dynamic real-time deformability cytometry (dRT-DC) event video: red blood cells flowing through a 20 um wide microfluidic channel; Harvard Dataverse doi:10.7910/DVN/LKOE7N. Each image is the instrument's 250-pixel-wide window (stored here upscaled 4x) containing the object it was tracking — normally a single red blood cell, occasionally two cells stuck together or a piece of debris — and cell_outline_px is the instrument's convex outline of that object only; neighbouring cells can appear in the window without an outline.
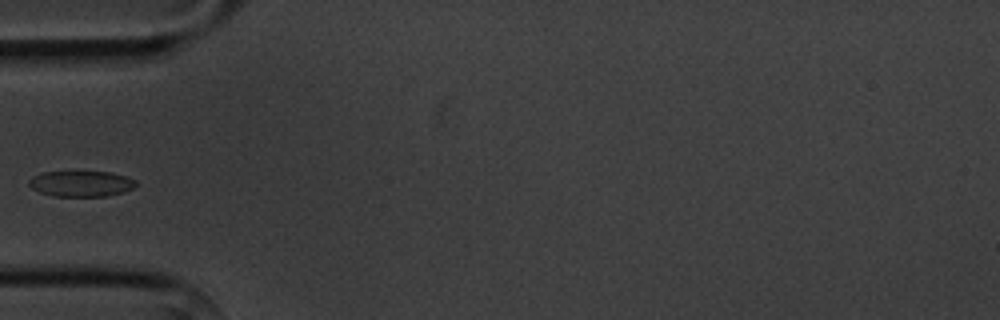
{"species": "common noctule bat (a hibernating species)", "species_latin": "Nyctalus noctula", "temperature_condition": "cold", "stored_images_in_passage": 4, "camera_frame_rate_fps": 3000, "um_per_image_px": 0.085, "animal": {"sex": "male", "body_mass_g": 20.1, "forearm_length_mm": 53.5}, "frame": {"image": 1, "passage_image": 4, "time_ms": 3.667, "image_size_px": [1000, 320], "cell_outline_px": [[136, 184], [132, 188], [124, 192], [108, 196], [52, 196], [40, 192], [32, 188], [28, 184], [28, 180], [32, 176], [44, 172], [112, 172], [128, 176], [136, 180]], "centroid_in_image_um": [6.91, 15.61], "position_along_channel_um": 78.1, "area_um2": 16.13}}